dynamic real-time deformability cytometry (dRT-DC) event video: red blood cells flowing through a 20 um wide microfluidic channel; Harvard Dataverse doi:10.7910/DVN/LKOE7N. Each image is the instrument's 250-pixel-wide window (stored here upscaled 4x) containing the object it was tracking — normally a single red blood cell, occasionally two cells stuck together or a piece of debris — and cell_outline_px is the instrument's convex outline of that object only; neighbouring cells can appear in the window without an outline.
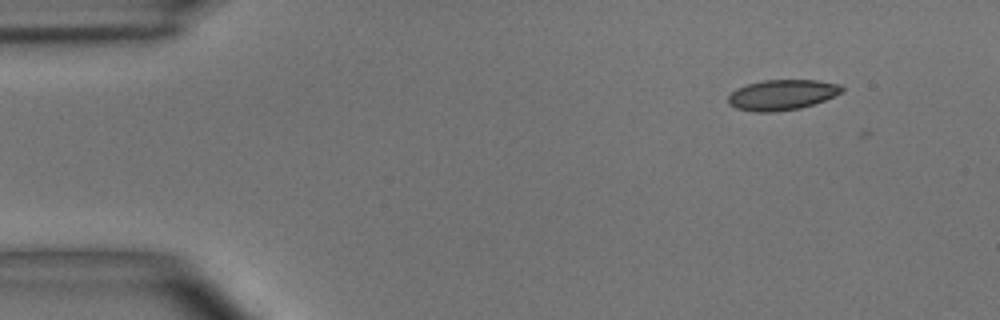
{"species": "common noctule bat (a hibernating species)", "species_latin": "Nyctalus noctula", "temperature_condition": "room temperature", "stored_images_in_passage": 8, "camera_frame_rate_fps": 3000, "um_per_image_px": 0.085, "animal": {"sex": "male", "body_mass_g": 15.6}, "frame": {"image": 1, "passage_image": 4, "time_ms": 1.0, "image_size_px": [1000, 320], "cell_outline_px": [[844, 88], [840, 92], [824, 100], [800, 108], [772, 112], [756, 112], [736, 108], [728, 104], [728, 96], [736, 88], [748, 84], [764, 80], [816, 80], [840, 84]], "centroid_in_image_um": [66.43, 8.06], "position_along_channel_um": 18.6, "area_um2": 19.94}}